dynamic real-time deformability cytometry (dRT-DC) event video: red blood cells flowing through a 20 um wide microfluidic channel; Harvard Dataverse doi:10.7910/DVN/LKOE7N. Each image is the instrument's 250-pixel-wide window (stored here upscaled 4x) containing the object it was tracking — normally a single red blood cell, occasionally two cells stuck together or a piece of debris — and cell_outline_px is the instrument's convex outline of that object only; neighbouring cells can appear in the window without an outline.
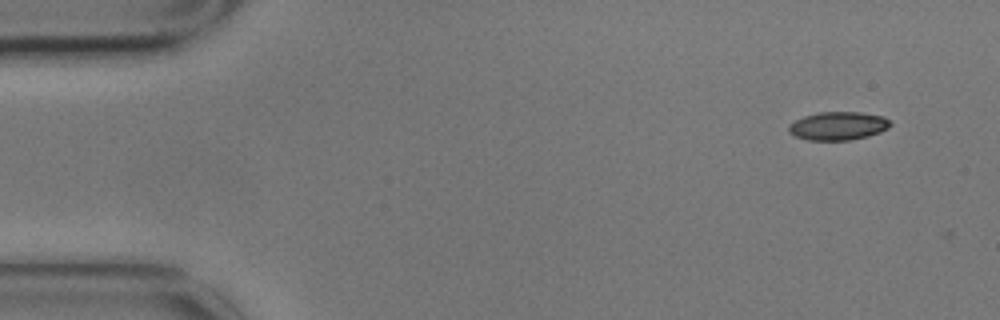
{"species": "common noctule bat (a hibernating species)", "species_latin": "Nyctalus noctula", "temperature_condition": "cold", "stored_images_in_passage": 5, "camera_frame_rate_fps": 3000, "um_per_image_px": 0.085, "animal": {"sex": "male", "body_mass_g": 17.9}, "frame": {"image": 1, "passage_image": 1, "time_ms": 0.0, "image_size_px": [1000, 320], "cell_outline_px": [[892, 124], [888, 128], [880, 132], [868, 136], [848, 140], [808, 140], [796, 136], [788, 132], [788, 124], [804, 116], [816, 112], [860, 112], [884, 116], [892, 120]], "centroid_in_image_um": [71.26, 10.69], "position_along_channel_um": 13.7, "area_um2": 16.94}}
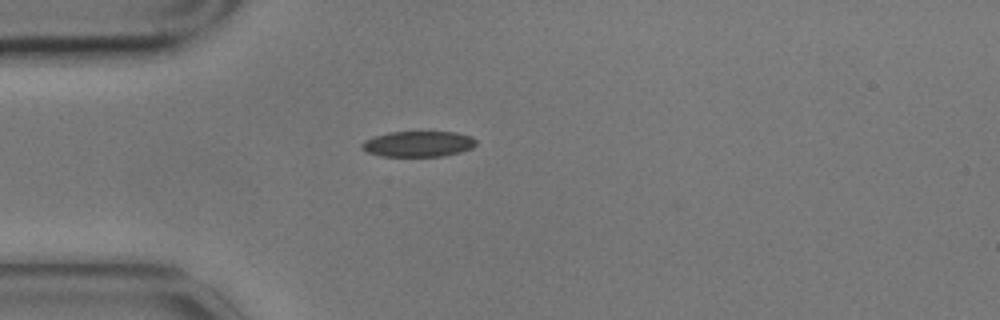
{"frame": {"image": 2, "passage_image": 4, "time_ms": 1.0, "image_size_px": [1000, 320], "cell_outline_px": [[476, 144], [472, 148], [460, 152], [444, 156], [380, 156], [368, 152], [360, 148], [360, 144], [364, 140], [388, 132], [456, 132], [472, 136], [476, 140]], "centroid_in_image_um": [35.55, 12.23], "position_along_channel_um": 49.5, "area_um2": 17.17}}